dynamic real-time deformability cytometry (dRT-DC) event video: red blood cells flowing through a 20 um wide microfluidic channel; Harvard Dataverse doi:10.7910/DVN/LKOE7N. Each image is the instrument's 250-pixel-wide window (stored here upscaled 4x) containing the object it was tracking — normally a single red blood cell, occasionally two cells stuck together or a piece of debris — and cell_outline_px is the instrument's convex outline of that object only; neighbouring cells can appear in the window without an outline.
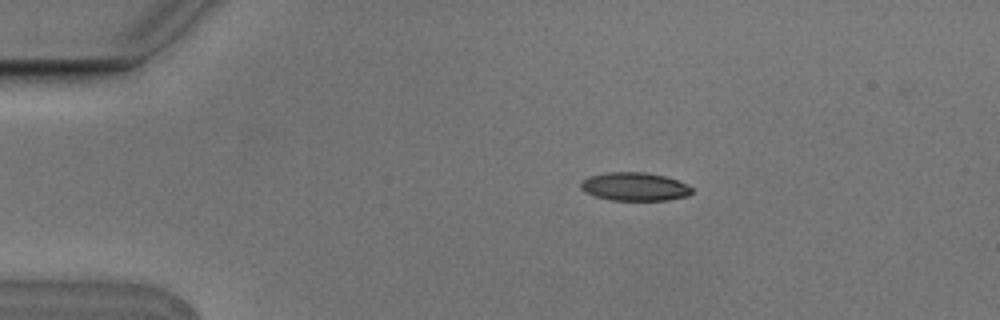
{"species": "Egyptian fruit bat (a non-hibernating species)", "species_latin": "Rousettus aegyptiacus", "temperature_condition": "cold", "stored_images_in_passage": 5, "camera_frame_rate_fps": 3000, "um_per_image_px": 0.085, "animal": {"sex": "male"}, "frame": {"image": 1, "passage_image": 2, "time_ms": 0.333, "image_size_px": [1000, 320], "cell_outline_px": [[692, 192], [688, 196], [668, 200], [608, 200], [584, 192], [580, 188], [580, 184], [588, 176], [608, 172], [644, 172], [664, 176], [676, 180], [692, 188]], "centroid_in_image_um": [53.91, 15.87], "position_along_channel_um": 31.1, "area_um2": 18.26}}
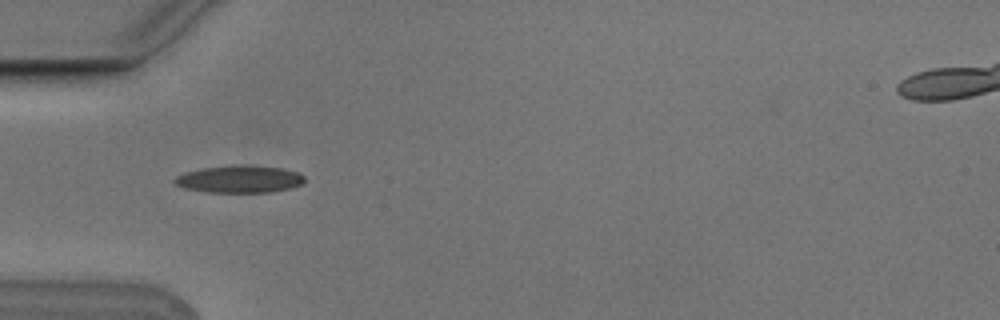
{"frame": {"image": 2, "passage_image": 4, "time_ms": 1.0, "image_size_px": [1000, 320], "cell_outline_px": [[304, 184], [288, 188], [268, 192], [208, 192], [184, 188], [176, 184], [172, 180], [176, 176], [188, 172], [204, 168], [244, 164], [252, 164], [284, 168], [296, 172], [304, 176]], "centroid_in_image_um": [20.39, 15.21], "position_along_channel_um": 64.6, "area_um2": 20.63}}